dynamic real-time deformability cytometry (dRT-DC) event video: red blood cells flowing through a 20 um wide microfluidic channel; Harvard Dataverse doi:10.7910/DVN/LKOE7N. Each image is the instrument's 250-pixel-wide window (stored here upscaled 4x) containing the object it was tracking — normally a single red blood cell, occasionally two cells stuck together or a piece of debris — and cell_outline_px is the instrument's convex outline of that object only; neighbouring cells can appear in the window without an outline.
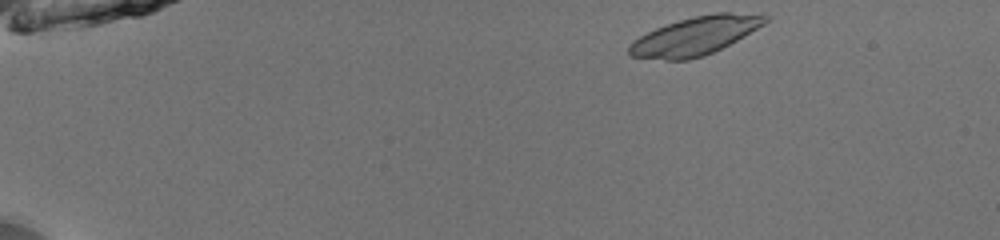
{"species": "common noctule bat (a hibernating species)", "species_latin": "Nyctalus noctula", "temperature_condition": "room temperature", "stored_images_in_passage": 40, "camera_frame_rate_fps": 3000, "um_per_image_px": 0.085, "animal": {"sex": "male", "body_mass_g": 13.0, "forearm_length_mm": 53.1}, "frame": {"image": 1, "passage_image": 1, "time_ms": 0.0, "image_size_px": [1000, 240], "cell_outline_px": [[768, 20], [764, 24], [744, 36], [704, 56], [688, 60], [664, 60], [628, 56], [628, 48], [632, 40], [656, 28], [680, 20], [696, 16], [716, 12], [768, 12]], "centroid_in_image_um": [59.13, 3.03], "position_along_channel_um": 25.9, "area_um2": 30.52}}